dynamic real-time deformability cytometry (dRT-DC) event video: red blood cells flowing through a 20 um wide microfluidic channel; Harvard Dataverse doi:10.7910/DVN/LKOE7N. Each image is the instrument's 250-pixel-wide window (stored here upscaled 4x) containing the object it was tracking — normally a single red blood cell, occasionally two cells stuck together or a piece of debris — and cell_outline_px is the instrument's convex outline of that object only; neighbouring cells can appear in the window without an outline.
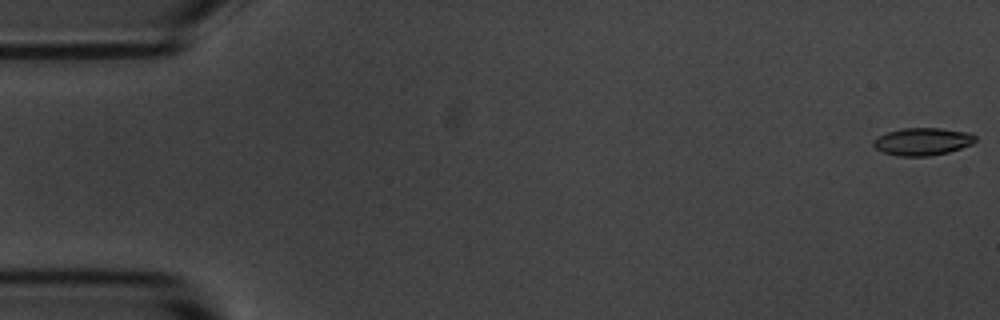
{"species": "common noctule bat (a hibernating species)", "species_latin": "Nyctalus noctula", "temperature_condition": "room temperature", "stored_images_in_passage": 4, "camera_frame_rate_fps": 3000, "um_per_image_px": 0.085, "animal": {"sex": "male", "body_mass_g": 20.1, "forearm_length_mm": 53.5}, "frame": {"image": 1, "passage_image": 1, "time_ms": 0.0, "image_size_px": [1000, 320], "cell_outline_px": [[976, 140], [972, 144], [948, 152], [932, 156], [900, 156], [884, 152], [876, 148], [872, 144], [872, 140], [888, 132], [904, 128], [940, 128], [972, 132], [976, 136]], "centroid_in_image_um": [78.46, 12.02], "position_along_channel_um": 6.5, "area_um2": 16.36}}